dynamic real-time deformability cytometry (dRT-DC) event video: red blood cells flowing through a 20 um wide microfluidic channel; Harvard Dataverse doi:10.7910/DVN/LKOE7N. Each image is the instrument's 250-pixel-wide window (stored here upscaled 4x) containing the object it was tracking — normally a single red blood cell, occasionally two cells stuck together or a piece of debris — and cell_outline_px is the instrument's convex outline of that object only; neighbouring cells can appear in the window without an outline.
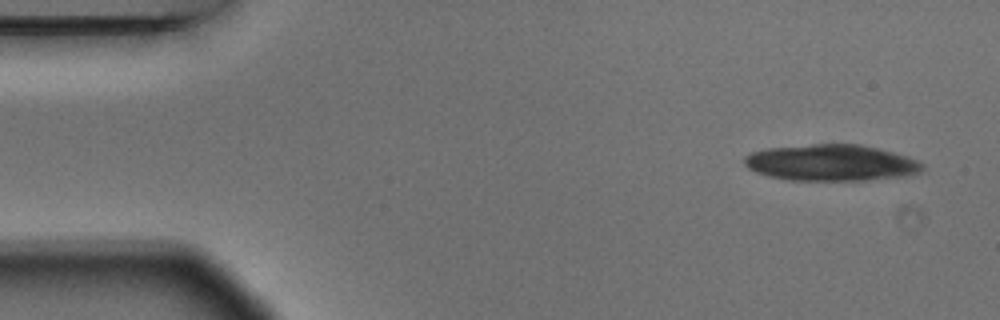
{"species": "Egyptian fruit bat (a non-hibernating species)", "species_latin": "Rousettus aegyptiacus", "temperature_condition": "warm", "stored_images_in_passage": 4, "camera_frame_rate_fps": 3000, "um_per_image_px": 0.085, "animal": {"sex": "male"}, "frame": {"image": 1, "passage_image": 1, "time_ms": 0.0, "image_size_px": [1000, 320], "cell_outline_px": [[924, 168], [920, 172], [904, 176], [864, 180], [792, 180], [768, 176], [756, 172], [748, 168], [744, 164], [744, 156], [752, 152], [768, 148], [812, 144], [860, 144], [908, 156], [924, 164]], "centroid_in_image_um": [70.64, 13.83], "position_along_channel_um": 14.4, "area_um2": 37.57}}